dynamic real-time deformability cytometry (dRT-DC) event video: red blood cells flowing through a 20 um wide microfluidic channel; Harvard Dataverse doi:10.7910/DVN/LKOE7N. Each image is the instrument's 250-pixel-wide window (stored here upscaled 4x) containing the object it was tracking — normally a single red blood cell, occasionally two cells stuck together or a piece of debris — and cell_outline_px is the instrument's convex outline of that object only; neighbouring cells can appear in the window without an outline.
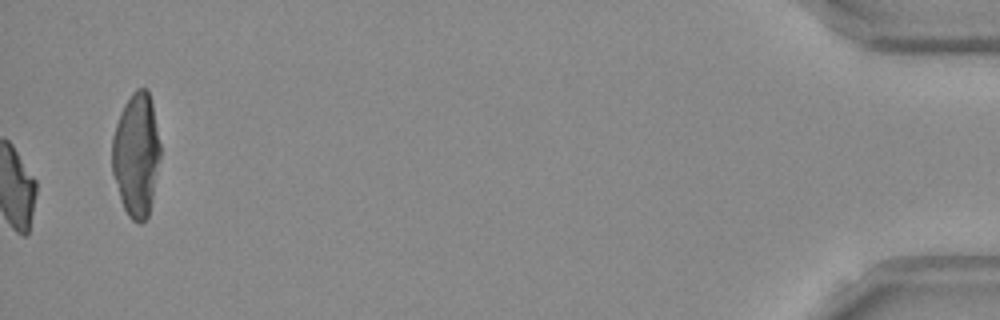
{"species": "Egyptian fruit bat (a non-hibernating species)", "species_latin": "Rousettus aegyptiacus", "temperature_condition": "room temperature", "stored_images_in_passage": 41, "camera_frame_rate_fps": 3000, "um_per_image_px": 0.085, "frame": {"image": 1, "passage_image": 41, "time_ms": 13.333, "image_size_px": [1000, 320], "cell_outline_px": [[160, 156], [152, 200], [148, 216], [140, 224], [132, 220], [128, 216], [120, 200], [112, 172], [112, 136], [120, 112], [124, 104], [132, 92], [136, 88], [148, 88], [152, 104], [160, 144]], "centroid_in_image_um": [11.57, 13.15], "position_along_channel_um": 423.6, "area_um2": 34.8}, "authors_computed_cell_mechanics": {"area_um2": 22.5998, "velocity_mm_per_s": 3.8161, "shape_relaxation_time_tau1_ms": 9.935, "shape_relaxation_time_tau2_ms": 3.744, "deformation_change_tau1": 0.2348, "deformation_change_tau2": 0.1285}}